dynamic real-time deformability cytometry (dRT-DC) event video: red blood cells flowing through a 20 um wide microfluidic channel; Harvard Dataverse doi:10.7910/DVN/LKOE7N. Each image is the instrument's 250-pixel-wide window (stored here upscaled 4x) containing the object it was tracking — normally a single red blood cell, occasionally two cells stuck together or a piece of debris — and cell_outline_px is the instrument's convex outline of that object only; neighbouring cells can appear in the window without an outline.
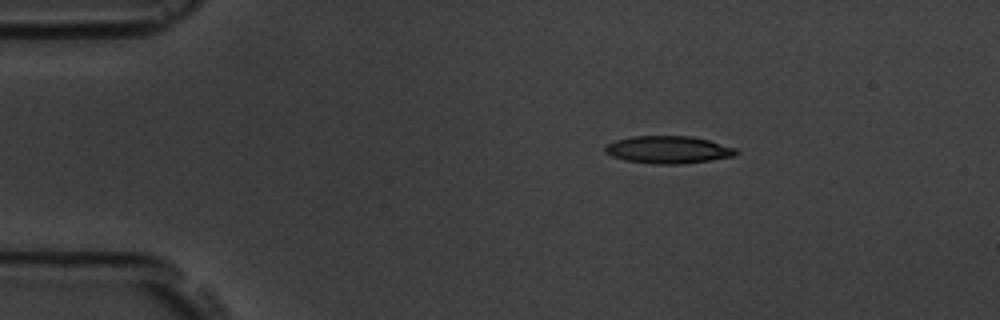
{"species": "common noctule bat (a hibernating species)", "species_latin": "Nyctalus noctula", "temperature_condition": "room temperature", "stored_images_in_passage": 11, "camera_frame_rate_fps": 3000, "um_per_image_px": 0.085, "animal": {"sex": "male", "body_mass_g": 19.5, "forearm_length_mm": 54.6}, "frame": {"image": 1, "passage_image": 1, "time_ms": 0.0, "image_size_px": [1000, 320], "cell_outline_px": [[740, 152], [736, 156], [680, 164], [656, 164], [628, 160], [612, 156], [604, 152], [604, 148], [608, 144], [616, 140], [632, 136], [692, 136], [708, 140], [736, 148]], "centroid_in_image_um": [56.83, 12.72], "position_along_channel_um": 28.2, "area_um2": 20.81}}
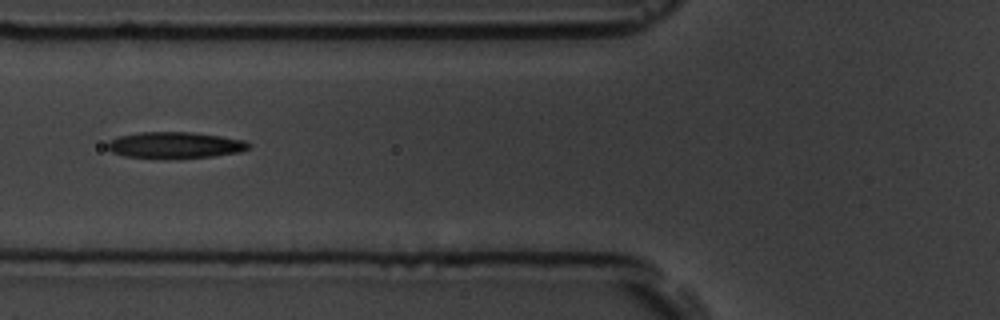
{"frame": {"image": 2, "passage_image": 4, "time_ms": 4.0, "image_size_px": [1000, 320], "cell_outline_px": [[252, 144], [248, 148], [240, 152], [212, 156], [164, 160], [124, 156], [112, 152], [104, 144], [108, 140], [120, 136], [140, 132], [192, 132], [220, 136], [244, 140]], "centroid_in_image_um": [14.83, 12.35], "position_along_channel_um": 111.0, "area_um2": 22.14}}
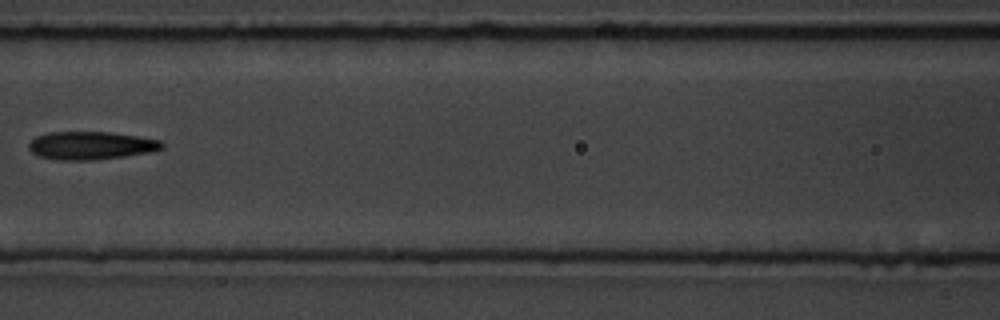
{"frame": {"image": 3, "passage_image": 5, "time_ms": 5.333, "image_size_px": [1000, 320], "cell_outline_px": [[164, 144], [160, 148], [148, 152], [124, 156], [92, 160], [60, 160], [36, 156], [28, 148], [28, 144], [36, 136], [48, 132], [108, 132], [136, 136], [160, 140]], "centroid_in_image_um": [7.66, 12.37], "position_along_channel_um": 158.9, "area_um2": 21.56}, "authors_computed_cell_mechanics": {"area_um2": 20.8658, "velocity_mm_per_s": 3.587, "shape_relaxation_time_tau1_ms": 6.9967, "shape_relaxation_time_tau2_ms": 6.6149, "deformation_change_tau1": 0.2179, "deformation_change_tau2": 0.2015}}